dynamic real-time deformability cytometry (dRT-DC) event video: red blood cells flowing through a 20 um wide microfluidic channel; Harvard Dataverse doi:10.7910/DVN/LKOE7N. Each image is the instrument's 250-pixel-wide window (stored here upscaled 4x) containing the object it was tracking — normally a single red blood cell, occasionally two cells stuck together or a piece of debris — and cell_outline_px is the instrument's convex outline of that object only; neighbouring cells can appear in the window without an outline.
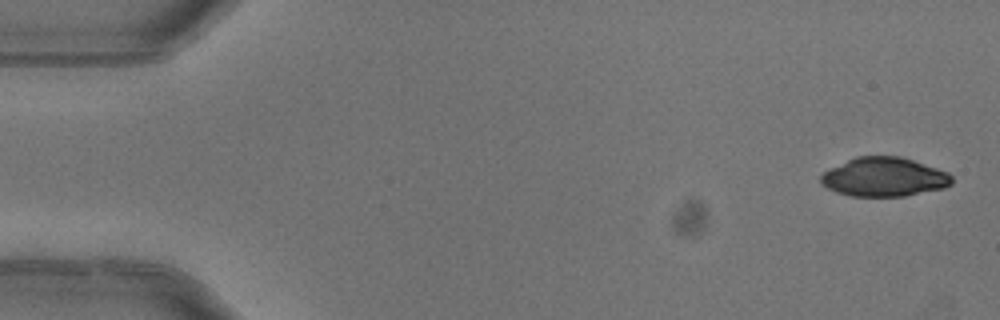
{"species": "common noctule bat (a hibernating species)", "species_latin": "Nyctalus noctula", "temperature_condition": "warm", "stored_images_in_passage": 6, "camera_frame_rate_fps": 3000, "um_per_image_px": 0.085, "animal": {"sex": "female"}, "frame": {"image": 1, "passage_image": 1, "time_ms": 0.0, "image_size_px": [1000, 320], "cell_outline_px": [[952, 184], [944, 188], [904, 196], [852, 196], [836, 192], [820, 184], [820, 176], [824, 172], [856, 156], [900, 156], [948, 172], [952, 176]], "centroid_in_image_um": [75.15, 15.05], "position_along_channel_um": 9.8, "area_um2": 29.59}}